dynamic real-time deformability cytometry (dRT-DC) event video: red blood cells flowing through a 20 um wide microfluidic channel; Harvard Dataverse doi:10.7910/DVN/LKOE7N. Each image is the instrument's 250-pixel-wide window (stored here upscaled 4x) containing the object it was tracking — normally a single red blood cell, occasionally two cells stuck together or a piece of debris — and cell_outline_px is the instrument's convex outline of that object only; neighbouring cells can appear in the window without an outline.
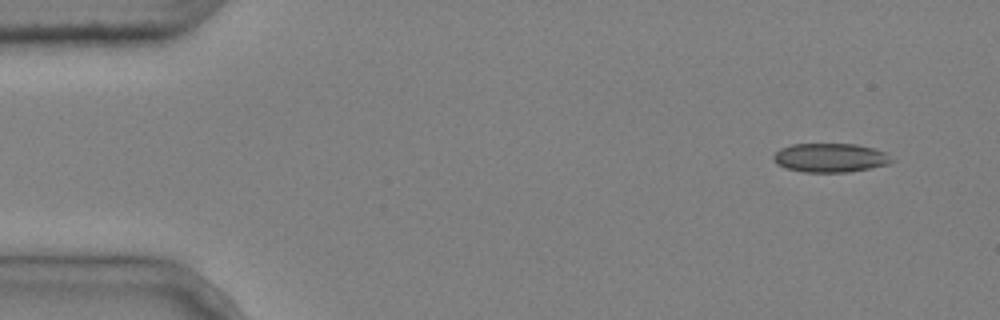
{"species": "common noctule bat (a hibernating species)", "species_latin": "Nyctalus noctula", "temperature_condition": "cold", "stored_images_in_passage": 3, "camera_frame_rate_fps": 3000, "um_per_image_px": 0.085, "animal": {"sex": "male", "body_mass_g": 20.4}, "frame": {"image": 1, "passage_image": 1, "time_ms": 0.0, "image_size_px": [1000, 320], "cell_outline_px": [[896, 160], [888, 164], [848, 172], [804, 172], [788, 168], [776, 164], [772, 156], [780, 148], [792, 144], [856, 144], [872, 148], [884, 152]], "centroid_in_image_um": [70.56, 13.4], "position_along_channel_um": 14.4, "area_um2": 19.83}}